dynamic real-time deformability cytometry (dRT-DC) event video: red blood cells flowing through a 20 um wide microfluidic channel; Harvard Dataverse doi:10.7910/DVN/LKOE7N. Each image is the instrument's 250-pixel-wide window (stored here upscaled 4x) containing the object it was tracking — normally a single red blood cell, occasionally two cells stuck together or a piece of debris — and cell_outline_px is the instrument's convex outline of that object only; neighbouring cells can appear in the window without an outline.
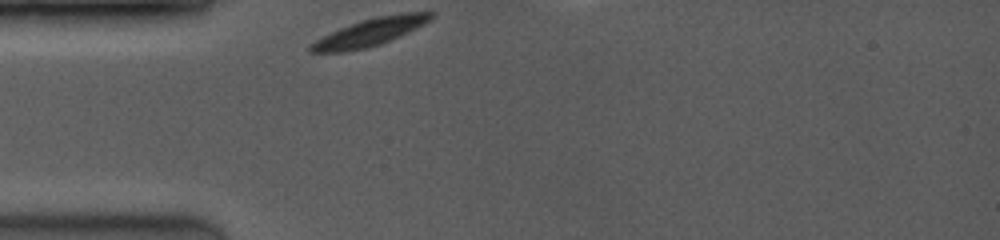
{"species": "common noctule bat (a hibernating species)", "species_latin": "Nyctalus noctula", "temperature_condition": "room temperature", "stored_images_in_passage": 1, "camera_frame_rate_fps": 3500, "um_per_image_px": 0.085, "animal": {"sex": "female", "body_mass_g": 19.0, "forearm_length_mm": 53.3}, "frame": {"image": 1, "passage_image": 1, "time_ms": 0.0, "image_size_px": [1000, 240], "cell_outline_px": [[436, 16], [432, 20], [416, 28], [380, 44], [368, 48], [344, 52], [308, 52], [308, 44], [340, 28], [376, 16], [404, 12], [436, 12]], "centroid_in_image_um": [31.48, 2.73], "position_along_channel_um": 53.5, "area_um2": 19.19}}